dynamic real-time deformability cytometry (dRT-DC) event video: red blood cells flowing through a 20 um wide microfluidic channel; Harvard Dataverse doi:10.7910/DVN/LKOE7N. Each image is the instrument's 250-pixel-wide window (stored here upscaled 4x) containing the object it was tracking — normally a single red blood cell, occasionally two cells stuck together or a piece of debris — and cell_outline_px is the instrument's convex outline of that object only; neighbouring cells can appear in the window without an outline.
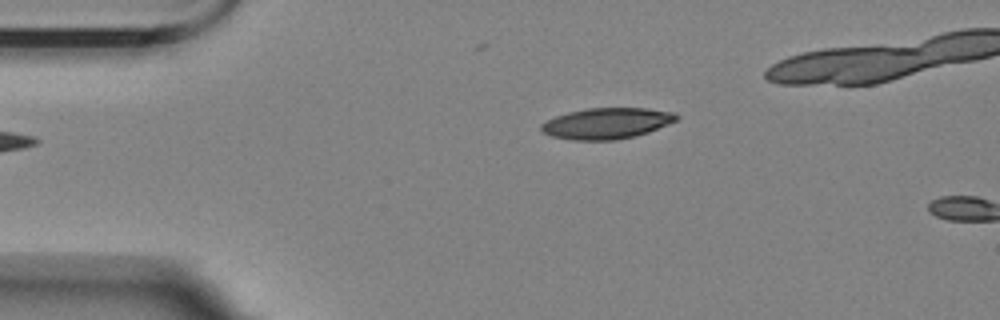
{"species": "Egyptian fruit bat (a non-hibernating species)", "species_latin": "Rousettus aegyptiacus", "temperature_condition": "room temperature", "stored_images_in_passage": 2, "camera_frame_rate_fps": 3000, "um_per_image_px": 0.085, "animal": {"sex": "female"}, "frame": {"image": 1, "passage_image": 1, "time_ms": 0.0, "image_size_px": [1000, 320], "cell_outline_px": [[680, 116], [676, 120], [668, 124], [648, 132], [616, 140], [572, 140], [552, 136], [544, 132], [540, 128], [540, 124], [556, 116], [568, 112], [588, 108], [648, 108], [676, 112]], "centroid_in_image_um": [51.59, 10.47], "position_along_channel_um": 33.4, "area_um2": 24.33}}